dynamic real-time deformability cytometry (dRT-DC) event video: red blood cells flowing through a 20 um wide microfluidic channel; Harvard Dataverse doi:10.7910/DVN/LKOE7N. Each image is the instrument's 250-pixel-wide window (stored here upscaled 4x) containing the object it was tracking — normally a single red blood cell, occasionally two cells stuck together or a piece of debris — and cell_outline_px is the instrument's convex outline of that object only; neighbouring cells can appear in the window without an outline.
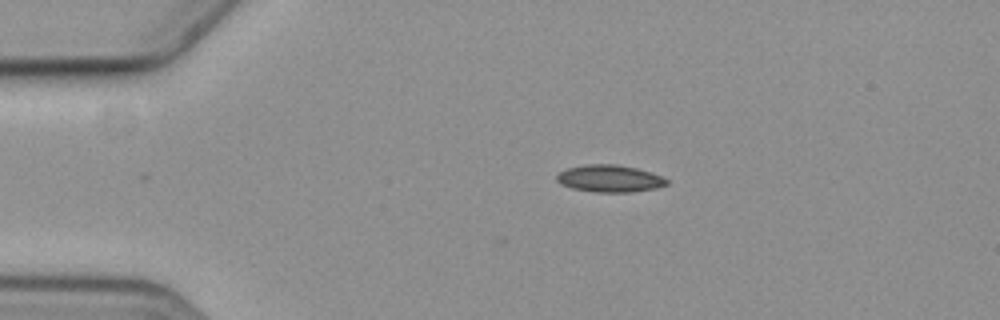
{"species": "common noctule bat (a hibernating species)", "species_latin": "Nyctalus noctula", "temperature_condition": "cold", "stored_images_in_passage": 2, "camera_frame_rate_fps": 3000, "um_per_image_px": 0.085, "animal": {"sex": "female", "body_mass_g": 19.3, "forearm_length_mm": 54.1}, "frame": {"image": 1, "passage_image": 2, "time_ms": 0.333, "image_size_px": [1000, 320], "cell_outline_px": [[668, 184], [656, 188], [628, 192], [596, 192], [572, 188], [560, 184], [556, 180], [556, 176], [560, 172], [568, 168], [588, 164], [616, 164], [636, 168], [660, 176], [668, 180]], "centroid_in_image_um": [51.79, 15.18], "position_along_channel_um": 33.2, "area_um2": 17.17}}